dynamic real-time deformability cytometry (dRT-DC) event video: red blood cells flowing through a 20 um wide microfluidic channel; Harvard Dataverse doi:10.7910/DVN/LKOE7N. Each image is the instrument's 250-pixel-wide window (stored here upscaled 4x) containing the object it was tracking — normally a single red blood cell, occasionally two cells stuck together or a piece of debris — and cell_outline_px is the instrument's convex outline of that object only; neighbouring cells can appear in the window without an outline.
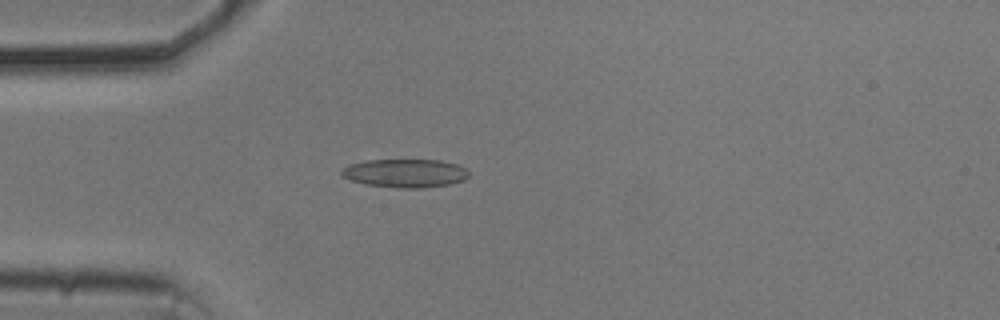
{"species": "common noctule bat (a hibernating species)", "species_latin": "Nyctalus noctula", "temperature_condition": "cold", "stored_images_in_passage": 31, "camera_frame_rate_fps": 3000, "um_per_image_px": 0.085, "animal": {"sex": "male", "body_mass_g": 20.5, "forearm_length_mm": 52.5}, "frame": {"image": 1, "passage_image": 4, "time_ms": 1.0, "image_size_px": [1000, 320], "cell_outline_px": [[468, 176], [464, 180], [448, 184], [420, 188], [400, 188], [364, 184], [352, 180], [344, 176], [340, 172], [348, 164], [368, 160], [440, 160], [456, 164], [464, 168], [468, 172]], "centroid_in_image_um": [34.43, 14.72], "position_along_channel_um": 50.6, "area_um2": 20.87}}
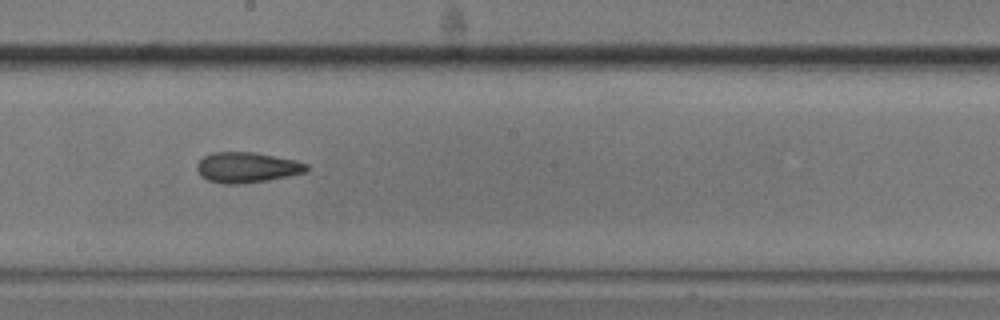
{"frame": {"image": 2, "passage_image": 19, "time_ms": 6.0, "image_size_px": [1000, 320], "cell_outline_px": [[308, 172], [268, 180], [244, 184], [224, 184], [208, 180], [200, 176], [196, 168], [196, 164], [204, 156], [212, 152], [256, 152], [296, 160], [308, 164]], "centroid_in_image_um": [20.99, 14.23], "position_along_channel_um": 227.2, "area_um2": 19.71}}
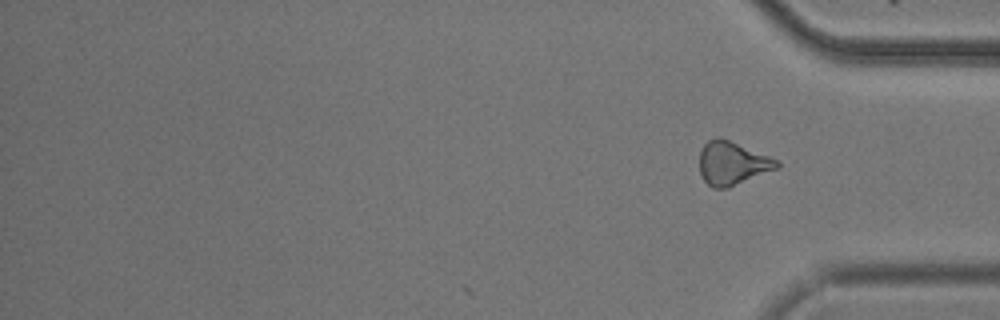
{"frame": {"image": 3, "passage_image": 31, "time_ms": 10.0, "image_size_px": [1000, 320], "cell_outline_px": [[780, 168], [728, 188], [712, 188], [704, 180], [700, 172], [700, 152], [704, 144], [708, 140], [720, 136], [780, 160]], "centroid_in_image_um": [62.28, 13.87], "position_along_channel_um": 372.9, "area_um2": 19.83}, "authors_computed_cell_mechanics": {"area_um2": 19.7676, "velocity_mm_per_s": 3.7111, "shape_relaxation_time_tau1_ms": 10.9688, "shape_relaxation_time_tau2_ms": 5.3594, "deformation_change_tau1": 0.1622, "deformation_change_tau2": 0.1358}}